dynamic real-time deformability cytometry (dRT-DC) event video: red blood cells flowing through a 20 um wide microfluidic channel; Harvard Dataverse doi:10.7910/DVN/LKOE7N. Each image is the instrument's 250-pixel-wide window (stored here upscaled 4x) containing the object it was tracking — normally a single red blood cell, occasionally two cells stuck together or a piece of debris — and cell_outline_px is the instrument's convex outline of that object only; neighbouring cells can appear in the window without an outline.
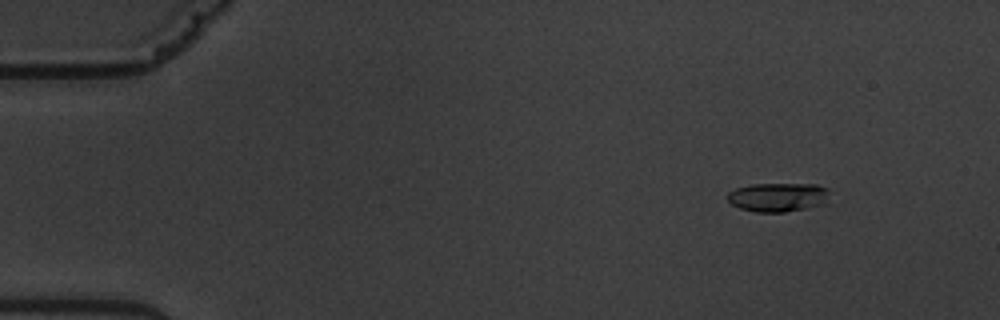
{"species": "common noctule bat (a hibernating species)", "species_latin": "Nyctalus noctula", "temperature_condition": "warm", "stored_images_in_passage": 5, "camera_frame_rate_fps": 3000, "um_per_image_px": 0.085, "animal": {"sex": "male", "body_mass_g": 19.5, "forearm_length_mm": 54.6}, "frame": {"image": 1, "passage_image": 2, "time_ms": 1.0, "image_size_px": [1000, 320], "cell_outline_px": [[828, 204], [784, 212], [756, 212], [740, 208], [732, 204], [728, 200], [728, 192], [736, 188], [752, 184], [816, 184], [828, 188]], "centroid_in_image_um": [66.17, 16.76], "position_along_channel_um": 18.8, "area_um2": 17.34}}
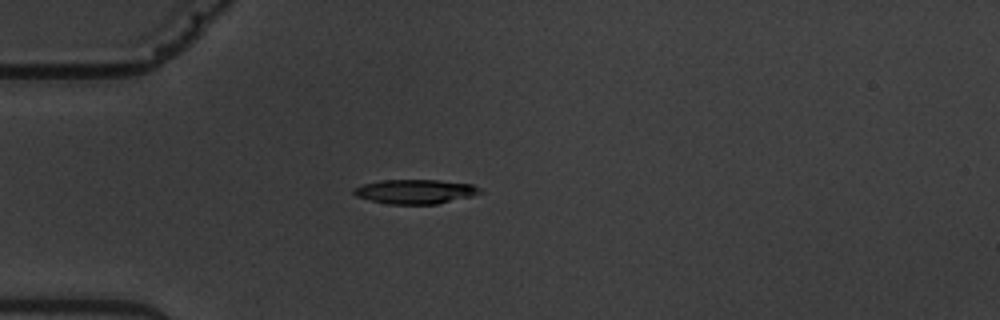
{"frame": {"image": 2, "passage_image": 5, "time_ms": 4.333, "image_size_px": [1000, 320], "cell_outline_px": [[484, 192], [472, 196], [436, 204], [388, 204], [356, 196], [352, 192], [352, 188], [364, 184], [380, 180], [440, 180], [472, 184], [480, 188]], "centroid_in_image_um": [35.31, 16.28], "position_along_channel_um": 49.7, "area_um2": 17.92}}